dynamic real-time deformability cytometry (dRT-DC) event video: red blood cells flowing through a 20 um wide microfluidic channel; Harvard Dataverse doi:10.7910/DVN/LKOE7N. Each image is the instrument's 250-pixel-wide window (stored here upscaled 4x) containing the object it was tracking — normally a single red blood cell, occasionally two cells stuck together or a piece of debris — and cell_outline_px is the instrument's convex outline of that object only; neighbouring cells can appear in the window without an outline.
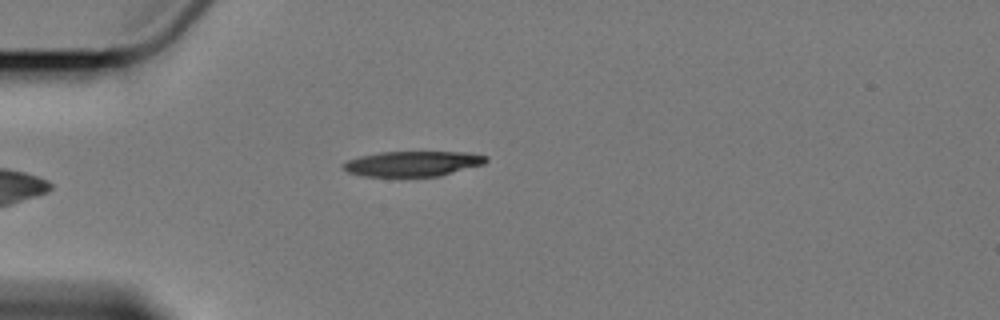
{"species": "Egyptian fruit bat (a non-hibernating species)", "species_latin": "Rousettus aegyptiacus", "temperature_condition": "cold", "stored_images_in_passage": 6, "camera_frame_rate_fps": 3000, "um_per_image_px": 0.085, "animal": {"sex": "female"}, "frame": {"image": 1, "passage_image": 6, "time_ms": 6.667, "image_size_px": [1000, 320], "cell_outline_px": [[488, 160], [484, 164], [440, 176], [364, 176], [348, 172], [344, 168], [344, 164], [348, 160], [360, 156], [380, 152], [468, 152], [488, 156]], "centroid_in_image_um": [35.14, 13.91], "position_along_channel_um": 49.9, "area_um2": 20.87}}